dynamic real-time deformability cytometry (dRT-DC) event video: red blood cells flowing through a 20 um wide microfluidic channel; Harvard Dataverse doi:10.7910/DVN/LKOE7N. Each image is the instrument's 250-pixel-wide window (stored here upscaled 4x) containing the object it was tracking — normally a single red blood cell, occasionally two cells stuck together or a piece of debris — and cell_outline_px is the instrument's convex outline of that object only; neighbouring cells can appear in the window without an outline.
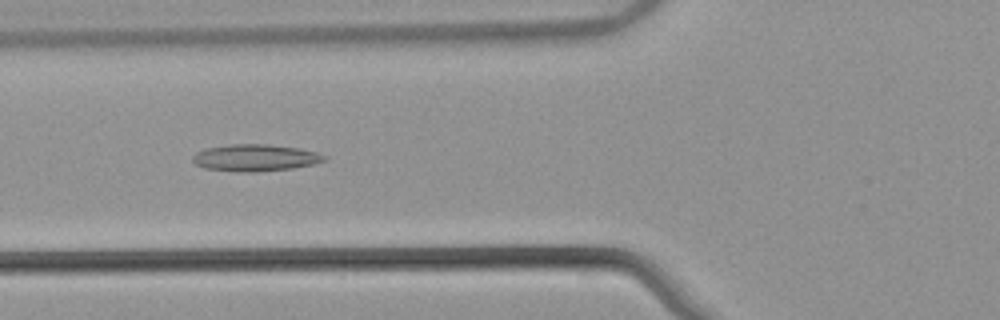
{"species": "common noctule bat (a hibernating species)", "species_latin": "Nyctalus noctula", "temperature_condition": "warm", "stored_images_in_passage": 55, "camera_frame_rate_fps": 3000, "um_per_image_px": 0.085, "animal": {"sex": "male", "body_mass_g": 21.5, "forearm_length_mm": 52.0}, "frame": {"image": 1, "passage_image": 21, "time_ms": 6.667, "image_size_px": [1000, 320], "cell_outline_px": [[328, 160], [316, 164], [292, 168], [256, 172], [236, 172], [204, 168], [196, 164], [192, 160], [192, 156], [196, 152], [208, 148], [228, 144], [268, 144], [300, 148], [316, 152], [328, 156]], "centroid_in_image_um": [21.74, 13.41], "position_along_channel_um": 104.1, "area_um2": 20.87}}
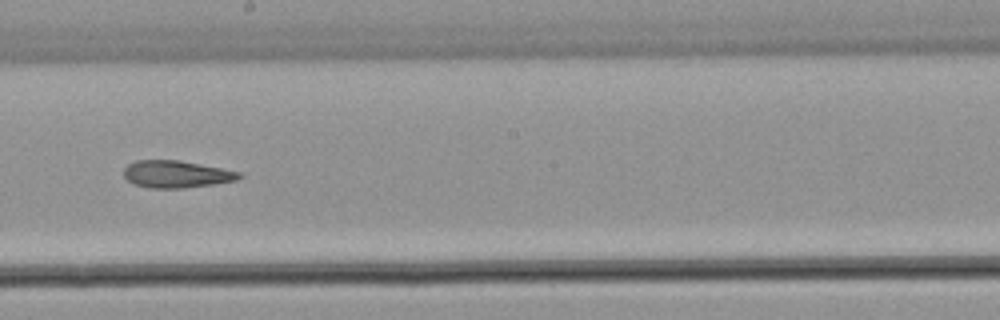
{"frame": {"image": 2, "passage_image": 31, "time_ms": 10.0, "image_size_px": [1000, 320], "cell_outline_px": [[244, 176], [236, 180], [212, 184], [184, 188], [148, 188], [132, 184], [124, 176], [124, 168], [128, 164], [136, 160], [180, 160], [240, 172]], "centroid_in_image_um": [14.96, 14.8], "position_along_channel_um": 233.2, "area_um2": 18.26}}
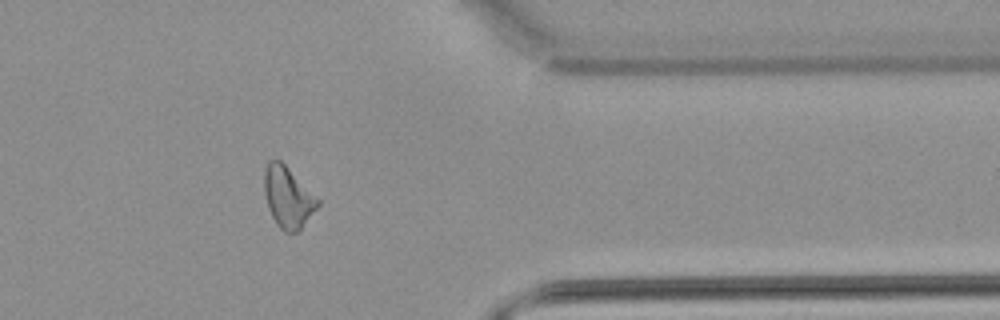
{"frame": {"image": 3, "passage_image": 44, "time_ms": 14.333, "image_size_px": [1000, 320], "cell_outline_px": [[320, 204], [300, 228], [296, 232], [284, 232], [276, 224], [268, 208], [264, 192], [264, 172], [268, 160], [280, 160], [320, 200]], "centroid_in_image_um": [24.45, 16.76], "position_along_channel_um": 387.0, "area_um2": 18.73}, "authors_computed_cell_mechanics": {"area_um2": 19.5364, "velocity_mm_per_s": 3.8794, "shape_relaxation_time_tau1_ms": null, "shape_relaxation_time_tau2_ms": 7.0589, "deformation_change_tau1": null, "deformation_change_tau2": 0.1925}}